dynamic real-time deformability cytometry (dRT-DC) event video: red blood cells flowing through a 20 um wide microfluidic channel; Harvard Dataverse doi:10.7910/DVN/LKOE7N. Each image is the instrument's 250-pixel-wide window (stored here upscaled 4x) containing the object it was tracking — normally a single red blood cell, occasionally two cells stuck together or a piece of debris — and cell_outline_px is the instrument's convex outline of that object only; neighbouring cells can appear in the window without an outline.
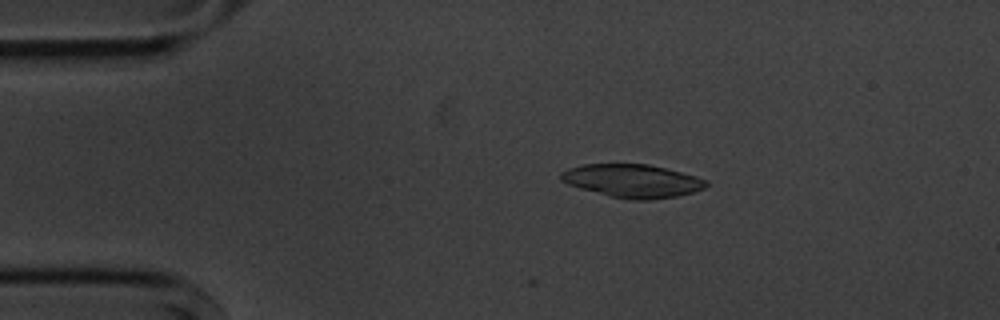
{"species": "common noctule bat (a hibernating species)", "species_latin": "Nyctalus noctula", "temperature_condition": "cold", "stored_images_in_passage": 6, "camera_frame_rate_fps": 3000, "um_per_image_px": 0.085, "animal": {"sex": "male", "body_mass_g": 20.1, "forearm_length_mm": 53.5}, "frame": {"image": 1, "passage_image": 1, "time_ms": 0.0, "image_size_px": [1000, 320], "cell_outline_px": [[708, 184], [704, 188], [692, 192], [676, 196], [648, 200], [632, 200], [612, 196], [580, 188], [568, 184], [560, 180], [560, 172], [568, 168], [584, 164], [648, 164], [696, 176], [708, 180]], "centroid_in_image_um": [53.74, 15.37], "position_along_channel_um": 31.3, "area_um2": 27.86}}